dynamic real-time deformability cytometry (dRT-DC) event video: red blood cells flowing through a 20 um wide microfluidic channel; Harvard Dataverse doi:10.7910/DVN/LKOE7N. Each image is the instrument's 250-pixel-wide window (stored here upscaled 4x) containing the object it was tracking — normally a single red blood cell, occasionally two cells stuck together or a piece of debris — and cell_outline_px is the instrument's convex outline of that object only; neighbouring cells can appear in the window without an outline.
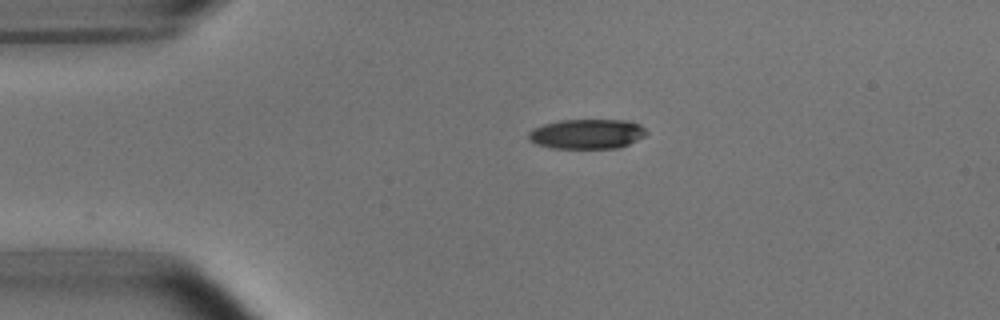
{"species": "common noctule bat (a hibernating species)", "species_latin": "Nyctalus noctula", "temperature_condition": "room temperature", "stored_images_in_passage": 42, "camera_frame_rate_fps": 3000, "um_per_image_px": 0.085, "animal": {"sex": "male", "body_mass_g": 15.6}, "frame": {"image": 1, "passage_image": 1, "time_ms": 0.0, "image_size_px": [1000, 320], "cell_outline_px": [[648, 132], [644, 136], [620, 148], [552, 148], [536, 144], [528, 140], [528, 132], [532, 128], [544, 124], [560, 120], [628, 120], [640, 124]], "centroid_in_image_um": [49.87, 11.38], "position_along_channel_um": 35.1, "area_um2": 20.58}}
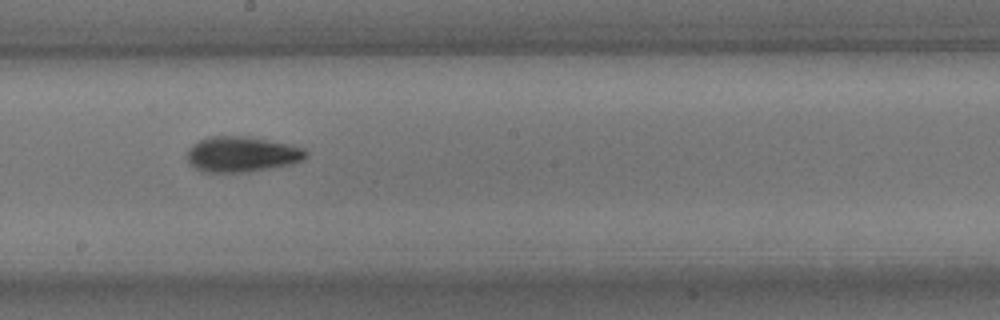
{"frame": {"image": 2, "passage_image": 19, "time_ms": 6.0, "image_size_px": [1000, 320], "cell_outline_px": [[308, 156], [304, 160], [292, 164], [272, 168], [248, 172], [204, 172], [196, 168], [188, 160], [188, 148], [192, 144], [208, 136], [248, 136], [304, 148], [308, 152]], "centroid_in_image_um": [20.58, 13.11], "position_along_channel_um": 227.6, "area_um2": 24.57}}
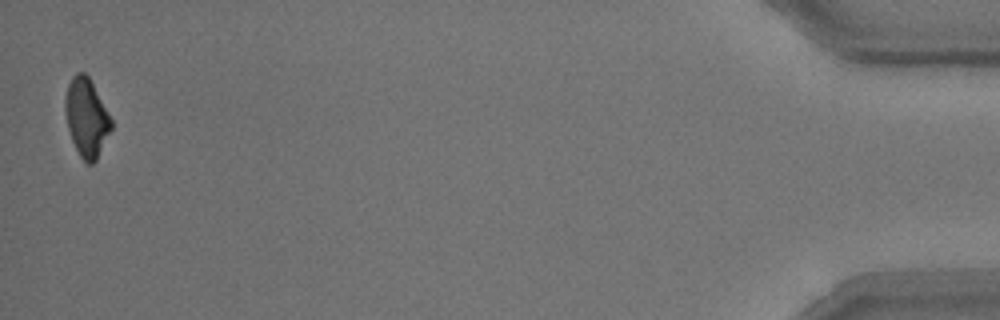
{"frame": {"image": 3, "passage_image": 42, "time_ms": 13.667, "image_size_px": [1000, 320], "cell_outline_px": [[112, 128], [96, 160], [92, 164], [88, 164], [80, 156], [72, 140], [68, 128], [64, 108], [64, 100], [68, 84], [72, 76], [76, 72], [84, 72], [88, 76], [112, 120]], "centroid_in_image_um": [7.33, 9.98], "position_along_channel_um": 427.9, "area_um2": 20.75}, "authors_computed_cell_mechanics": {"area_um2": 22.5998, "velocity_mm_per_s": 3.7914, "shape_relaxation_time_tau1_ms": 3.1972, "shape_relaxation_time_tau2_ms": 2.8565, "deformation_change_tau1": 0.1403, "deformation_change_tau2": 0.1026}}